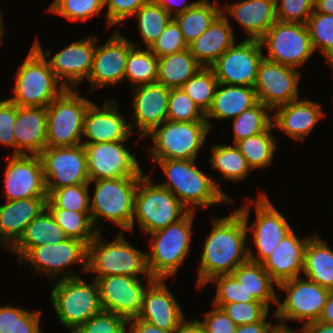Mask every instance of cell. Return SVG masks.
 Instances as JSON below:
<instances>
[{
  "label": "cell",
  "mask_w": 333,
  "mask_h": 333,
  "mask_svg": "<svg viewBox=\"0 0 333 333\" xmlns=\"http://www.w3.org/2000/svg\"><path fill=\"white\" fill-rule=\"evenodd\" d=\"M212 230L206 238L198 270V287L209 283L213 277L232 274L247 262L248 230L243 217L236 210L222 218L213 217Z\"/></svg>",
  "instance_id": "1"
},
{
  "label": "cell",
  "mask_w": 333,
  "mask_h": 333,
  "mask_svg": "<svg viewBox=\"0 0 333 333\" xmlns=\"http://www.w3.org/2000/svg\"><path fill=\"white\" fill-rule=\"evenodd\" d=\"M159 164L167 181L159 184L170 190L190 211L220 203H233L216 179L203 174L190 159H152Z\"/></svg>",
  "instance_id": "2"
},
{
  "label": "cell",
  "mask_w": 333,
  "mask_h": 333,
  "mask_svg": "<svg viewBox=\"0 0 333 333\" xmlns=\"http://www.w3.org/2000/svg\"><path fill=\"white\" fill-rule=\"evenodd\" d=\"M51 49L44 53L38 39L33 43L30 52L20 65L13 87L14 97L9 98L20 107H47L64 90L51 70L46 56ZM59 88V89H58Z\"/></svg>",
  "instance_id": "3"
},
{
  "label": "cell",
  "mask_w": 333,
  "mask_h": 333,
  "mask_svg": "<svg viewBox=\"0 0 333 333\" xmlns=\"http://www.w3.org/2000/svg\"><path fill=\"white\" fill-rule=\"evenodd\" d=\"M101 231L88 244L87 272L97 273L94 280L109 275H125L139 278V274L152 277L147 265V252H141L128 243L124 232L108 243Z\"/></svg>",
  "instance_id": "4"
},
{
  "label": "cell",
  "mask_w": 333,
  "mask_h": 333,
  "mask_svg": "<svg viewBox=\"0 0 333 333\" xmlns=\"http://www.w3.org/2000/svg\"><path fill=\"white\" fill-rule=\"evenodd\" d=\"M141 176L91 180L95 182L93 197L90 199V217L94 228L105 218L119 226L120 232H132L134 199ZM92 199V200H91ZM99 219V220H98Z\"/></svg>",
  "instance_id": "5"
},
{
  "label": "cell",
  "mask_w": 333,
  "mask_h": 333,
  "mask_svg": "<svg viewBox=\"0 0 333 333\" xmlns=\"http://www.w3.org/2000/svg\"><path fill=\"white\" fill-rule=\"evenodd\" d=\"M189 212L170 190L153 184L145 173L140 177L134 199L132 231L135 217L140 229L150 234L178 222Z\"/></svg>",
  "instance_id": "6"
},
{
  "label": "cell",
  "mask_w": 333,
  "mask_h": 333,
  "mask_svg": "<svg viewBox=\"0 0 333 333\" xmlns=\"http://www.w3.org/2000/svg\"><path fill=\"white\" fill-rule=\"evenodd\" d=\"M195 212L166 228L150 233L151 253L147 251V265L154 279L173 276L184 262L190 250L191 228Z\"/></svg>",
  "instance_id": "7"
},
{
  "label": "cell",
  "mask_w": 333,
  "mask_h": 333,
  "mask_svg": "<svg viewBox=\"0 0 333 333\" xmlns=\"http://www.w3.org/2000/svg\"><path fill=\"white\" fill-rule=\"evenodd\" d=\"M53 285L50 299L60 323L71 333L102 311L96 280L87 284L78 276L59 279Z\"/></svg>",
  "instance_id": "8"
},
{
  "label": "cell",
  "mask_w": 333,
  "mask_h": 333,
  "mask_svg": "<svg viewBox=\"0 0 333 333\" xmlns=\"http://www.w3.org/2000/svg\"><path fill=\"white\" fill-rule=\"evenodd\" d=\"M74 89H65L47 107L46 147L82 144L84 117L91 104Z\"/></svg>",
  "instance_id": "9"
},
{
  "label": "cell",
  "mask_w": 333,
  "mask_h": 333,
  "mask_svg": "<svg viewBox=\"0 0 333 333\" xmlns=\"http://www.w3.org/2000/svg\"><path fill=\"white\" fill-rule=\"evenodd\" d=\"M210 128L207 121L174 122L166 120L147 136L154 146L148 151L152 159H190L194 160Z\"/></svg>",
  "instance_id": "10"
},
{
  "label": "cell",
  "mask_w": 333,
  "mask_h": 333,
  "mask_svg": "<svg viewBox=\"0 0 333 333\" xmlns=\"http://www.w3.org/2000/svg\"><path fill=\"white\" fill-rule=\"evenodd\" d=\"M288 294L283 302H277L274 317L282 322L280 327L289 328L284 320L305 321L303 324L318 321L330 290L305 278L295 277L277 285Z\"/></svg>",
  "instance_id": "11"
},
{
  "label": "cell",
  "mask_w": 333,
  "mask_h": 333,
  "mask_svg": "<svg viewBox=\"0 0 333 333\" xmlns=\"http://www.w3.org/2000/svg\"><path fill=\"white\" fill-rule=\"evenodd\" d=\"M250 202L255 203L256 210V221L250 227L248 214L251 206L245 204L237 211L243 217L247 230L253 233L254 242L251 244L255 245L258 251V254L253 256L252 250L248 248V258L252 262L262 264L292 228L265 193H260L256 202L253 199Z\"/></svg>",
  "instance_id": "12"
},
{
  "label": "cell",
  "mask_w": 333,
  "mask_h": 333,
  "mask_svg": "<svg viewBox=\"0 0 333 333\" xmlns=\"http://www.w3.org/2000/svg\"><path fill=\"white\" fill-rule=\"evenodd\" d=\"M267 60L298 68L314 54L306 24L277 20L260 39Z\"/></svg>",
  "instance_id": "13"
},
{
  "label": "cell",
  "mask_w": 333,
  "mask_h": 333,
  "mask_svg": "<svg viewBox=\"0 0 333 333\" xmlns=\"http://www.w3.org/2000/svg\"><path fill=\"white\" fill-rule=\"evenodd\" d=\"M88 246L77 239L69 238L57 244H45L28 249L20 258V264L26 260L39 274H45L53 280V277L63 273L60 280L78 277L71 269H65L72 264H83L84 272H87ZM61 272V273H60Z\"/></svg>",
  "instance_id": "14"
},
{
  "label": "cell",
  "mask_w": 333,
  "mask_h": 333,
  "mask_svg": "<svg viewBox=\"0 0 333 333\" xmlns=\"http://www.w3.org/2000/svg\"><path fill=\"white\" fill-rule=\"evenodd\" d=\"M39 156L48 195L56 189L89 183L83 144L71 147H46Z\"/></svg>",
  "instance_id": "15"
},
{
  "label": "cell",
  "mask_w": 333,
  "mask_h": 333,
  "mask_svg": "<svg viewBox=\"0 0 333 333\" xmlns=\"http://www.w3.org/2000/svg\"><path fill=\"white\" fill-rule=\"evenodd\" d=\"M262 48L260 40L246 38L229 47L210 68L219 83L254 87Z\"/></svg>",
  "instance_id": "16"
},
{
  "label": "cell",
  "mask_w": 333,
  "mask_h": 333,
  "mask_svg": "<svg viewBox=\"0 0 333 333\" xmlns=\"http://www.w3.org/2000/svg\"><path fill=\"white\" fill-rule=\"evenodd\" d=\"M301 73L297 68L282 65L263 57L254 84L257 99L271 111L298 98Z\"/></svg>",
  "instance_id": "17"
},
{
  "label": "cell",
  "mask_w": 333,
  "mask_h": 333,
  "mask_svg": "<svg viewBox=\"0 0 333 333\" xmlns=\"http://www.w3.org/2000/svg\"><path fill=\"white\" fill-rule=\"evenodd\" d=\"M126 141L83 144L86 152L89 181L142 176L135 153L125 146Z\"/></svg>",
  "instance_id": "18"
},
{
  "label": "cell",
  "mask_w": 333,
  "mask_h": 333,
  "mask_svg": "<svg viewBox=\"0 0 333 333\" xmlns=\"http://www.w3.org/2000/svg\"><path fill=\"white\" fill-rule=\"evenodd\" d=\"M144 286L140 278L125 275H109L96 280L102 310L121 315L127 320L137 317L148 285L154 280L148 277Z\"/></svg>",
  "instance_id": "19"
},
{
  "label": "cell",
  "mask_w": 333,
  "mask_h": 333,
  "mask_svg": "<svg viewBox=\"0 0 333 333\" xmlns=\"http://www.w3.org/2000/svg\"><path fill=\"white\" fill-rule=\"evenodd\" d=\"M4 172L6 201L48 197L39 155H8Z\"/></svg>",
  "instance_id": "20"
},
{
  "label": "cell",
  "mask_w": 333,
  "mask_h": 333,
  "mask_svg": "<svg viewBox=\"0 0 333 333\" xmlns=\"http://www.w3.org/2000/svg\"><path fill=\"white\" fill-rule=\"evenodd\" d=\"M119 32L117 29L103 46L97 44L98 39L96 40L92 69L88 78L90 90L115 85L124 80L128 54L139 44L135 45Z\"/></svg>",
  "instance_id": "21"
},
{
  "label": "cell",
  "mask_w": 333,
  "mask_h": 333,
  "mask_svg": "<svg viewBox=\"0 0 333 333\" xmlns=\"http://www.w3.org/2000/svg\"><path fill=\"white\" fill-rule=\"evenodd\" d=\"M95 36L75 41L51 57L48 62L55 77L65 89H76L83 79L89 78L93 54L96 48Z\"/></svg>",
  "instance_id": "22"
},
{
  "label": "cell",
  "mask_w": 333,
  "mask_h": 333,
  "mask_svg": "<svg viewBox=\"0 0 333 333\" xmlns=\"http://www.w3.org/2000/svg\"><path fill=\"white\" fill-rule=\"evenodd\" d=\"M118 112V103L107 100L101 109L92 102L85 114L83 135L89 141L82 144H95L103 142L127 141L132 133L130 124Z\"/></svg>",
  "instance_id": "23"
},
{
  "label": "cell",
  "mask_w": 333,
  "mask_h": 333,
  "mask_svg": "<svg viewBox=\"0 0 333 333\" xmlns=\"http://www.w3.org/2000/svg\"><path fill=\"white\" fill-rule=\"evenodd\" d=\"M169 290L163 279H154L144 292L137 317L160 329L175 331L185 316Z\"/></svg>",
  "instance_id": "24"
},
{
  "label": "cell",
  "mask_w": 333,
  "mask_h": 333,
  "mask_svg": "<svg viewBox=\"0 0 333 333\" xmlns=\"http://www.w3.org/2000/svg\"><path fill=\"white\" fill-rule=\"evenodd\" d=\"M133 89V111L135 123L129 122L131 131L137 127L140 137H146L167 120L170 89L157 82L137 86Z\"/></svg>",
  "instance_id": "25"
},
{
  "label": "cell",
  "mask_w": 333,
  "mask_h": 333,
  "mask_svg": "<svg viewBox=\"0 0 333 333\" xmlns=\"http://www.w3.org/2000/svg\"><path fill=\"white\" fill-rule=\"evenodd\" d=\"M47 199L32 197L0 205V242L5 243L4 248L10 250L19 241L27 225L46 208Z\"/></svg>",
  "instance_id": "26"
},
{
  "label": "cell",
  "mask_w": 333,
  "mask_h": 333,
  "mask_svg": "<svg viewBox=\"0 0 333 333\" xmlns=\"http://www.w3.org/2000/svg\"><path fill=\"white\" fill-rule=\"evenodd\" d=\"M46 126L47 111L45 107H20L17 105L13 127L16 155H39L47 144Z\"/></svg>",
  "instance_id": "27"
},
{
  "label": "cell",
  "mask_w": 333,
  "mask_h": 333,
  "mask_svg": "<svg viewBox=\"0 0 333 333\" xmlns=\"http://www.w3.org/2000/svg\"><path fill=\"white\" fill-rule=\"evenodd\" d=\"M275 111V114L273 113ZM274 128L286 133L294 140H303L324 117L319 103L311 100H295L272 111Z\"/></svg>",
  "instance_id": "28"
},
{
  "label": "cell",
  "mask_w": 333,
  "mask_h": 333,
  "mask_svg": "<svg viewBox=\"0 0 333 333\" xmlns=\"http://www.w3.org/2000/svg\"><path fill=\"white\" fill-rule=\"evenodd\" d=\"M314 235L299 239L294 231L289 232L262 263L271 278L279 283L300 277L303 272L304 253L307 242Z\"/></svg>",
  "instance_id": "29"
},
{
  "label": "cell",
  "mask_w": 333,
  "mask_h": 333,
  "mask_svg": "<svg viewBox=\"0 0 333 333\" xmlns=\"http://www.w3.org/2000/svg\"><path fill=\"white\" fill-rule=\"evenodd\" d=\"M275 3V0H241L222 7V13L241 24L247 39L260 40L277 21Z\"/></svg>",
  "instance_id": "30"
},
{
  "label": "cell",
  "mask_w": 333,
  "mask_h": 333,
  "mask_svg": "<svg viewBox=\"0 0 333 333\" xmlns=\"http://www.w3.org/2000/svg\"><path fill=\"white\" fill-rule=\"evenodd\" d=\"M234 43L228 16L221 13L205 32L188 45V49L202 67L210 68Z\"/></svg>",
  "instance_id": "31"
},
{
  "label": "cell",
  "mask_w": 333,
  "mask_h": 333,
  "mask_svg": "<svg viewBox=\"0 0 333 333\" xmlns=\"http://www.w3.org/2000/svg\"><path fill=\"white\" fill-rule=\"evenodd\" d=\"M257 102L254 87L219 83L212 106L206 114L209 128H212V124L208 119H233Z\"/></svg>",
  "instance_id": "32"
},
{
  "label": "cell",
  "mask_w": 333,
  "mask_h": 333,
  "mask_svg": "<svg viewBox=\"0 0 333 333\" xmlns=\"http://www.w3.org/2000/svg\"><path fill=\"white\" fill-rule=\"evenodd\" d=\"M246 290V302H261L268 308L270 303L277 305L278 296L269 273L260 263L250 260L239 265L232 273Z\"/></svg>",
  "instance_id": "33"
},
{
  "label": "cell",
  "mask_w": 333,
  "mask_h": 333,
  "mask_svg": "<svg viewBox=\"0 0 333 333\" xmlns=\"http://www.w3.org/2000/svg\"><path fill=\"white\" fill-rule=\"evenodd\" d=\"M69 237L56 223L51 212L45 208L25 228L19 241L10 249L19 258L28 250L45 244H57Z\"/></svg>",
  "instance_id": "34"
},
{
  "label": "cell",
  "mask_w": 333,
  "mask_h": 333,
  "mask_svg": "<svg viewBox=\"0 0 333 333\" xmlns=\"http://www.w3.org/2000/svg\"><path fill=\"white\" fill-rule=\"evenodd\" d=\"M303 276L330 291L333 290V250L317 234L307 242Z\"/></svg>",
  "instance_id": "35"
},
{
  "label": "cell",
  "mask_w": 333,
  "mask_h": 333,
  "mask_svg": "<svg viewBox=\"0 0 333 333\" xmlns=\"http://www.w3.org/2000/svg\"><path fill=\"white\" fill-rule=\"evenodd\" d=\"M201 68L188 48L164 55L158 58L156 82L169 89L181 88Z\"/></svg>",
  "instance_id": "36"
},
{
  "label": "cell",
  "mask_w": 333,
  "mask_h": 333,
  "mask_svg": "<svg viewBox=\"0 0 333 333\" xmlns=\"http://www.w3.org/2000/svg\"><path fill=\"white\" fill-rule=\"evenodd\" d=\"M217 0H199L192 8L173 17L179 25L187 45L196 40L222 13Z\"/></svg>",
  "instance_id": "37"
},
{
  "label": "cell",
  "mask_w": 333,
  "mask_h": 333,
  "mask_svg": "<svg viewBox=\"0 0 333 333\" xmlns=\"http://www.w3.org/2000/svg\"><path fill=\"white\" fill-rule=\"evenodd\" d=\"M212 156L210 157L212 169H216L223 175V179L242 181L251 172L245 157L239 148L233 145L212 144Z\"/></svg>",
  "instance_id": "38"
},
{
  "label": "cell",
  "mask_w": 333,
  "mask_h": 333,
  "mask_svg": "<svg viewBox=\"0 0 333 333\" xmlns=\"http://www.w3.org/2000/svg\"><path fill=\"white\" fill-rule=\"evenodd\" d=\"M272 129L274 130L273 124L265 131L242 139L235 144L252 171L257 168L269 167L273 160L277 141L270 133Z\"/></svg>",
  "instance_id": "39"
},
{
  "label": "cell",
  "mask_w": 333,
  "mask_h": 333,
  "mask_svg": "<svg viewBox=\"0 0 333 333\" xmlns=\"http://www.w3.org/2000/svg\"><path fill=\"white\" fill-rule=\"evenodd\" d=\"M143 42L149 49L173 19L162 6L149 0L134 15Z\"/></svg>",
  "instance_id": "40"
},
{
  "label": "cell",
  "mask_w": 333,
  "mask_h": 333,
  "mask_svg": "<svg viewBox=\"0 0 333 333\" xmlns=\"http://www.w3.org/2000/svg\"><path fill=\"white\" fill-rule=\"evenodd\" d=\"M158 57L150 50L134 47L128 54L124 80L129 79L133 87L156 82Z\"/></svg>",
  "instance_id": "41"
},
{
  "label": "cell",
  "mask_w": 333,
  "mask_h": 333,
  "mask_svg": "<svg viewBox=\"0 0 333 333\" xmlns=\"http://www.w3.org/2000/svg\"><path fill=\"white\" fill-rule=\"evenodd\" d=\"M47 209L69 238L80 240L88 246L98 233L93 226L90 212H76L60 208Z\"/></svg>",
  "instance_id": "42"
},
{
  "label": "cell",
  "mask_w": 333,
  "mask_h": 333,
  "mask_svg": "<svg viewBox=\"0 0 333 333\" xmlns=\"http://www.w3.org/2000/svg\"><path fill=\"white\" fill-rule=\"evenodd\" d=\"M269 111L272 112L267 106L258 101L254 106L233 118V143L236 144L242 139L265 131L272 124Z\"/></svg>",
  "instance_id": "43"
},
{
  "label": "cell",
  "mask_w": 333,
  "mask_h": 333,
  "mask_svg": "<svg viewBox=\"0 0 333 333\" xmlns=\"http://www.w3.org/2000/svg\"><path fill=\"white\" fill-rule=\"evenodd\" d=\"M218 84L214 71L202 67L181 88L206 115L212 106Z\"/></svg>",
  "instance_id": "44"
},
{
  "label": "cell",
  "mask_w": 333,
  "mask_h": 333,
  "mask_svg": "<svg viewBox=\"0 0 333 333\" xmlns=\"http://www.w3.org/2000/svg\"><path fill=\"white\" fill-rule=\"evenodd\" d=\"M40 311L0 306V333H40Z\"/></svg>",
  "instance_id": "45"
},
{
  "label": "cell",
  "mask_w": 333,
  "mask_h": 333,
  "mask_svg": "<svg viewBox=\"0 0 333 333\" xmlns=\"http://www.w3.org/2000/svg\"><path fill=\"white\" fill-rule=\"evenodd\" d=\"M89 183L70 185L53 190L46 208H60L76 212H90Z\"/></svg>",
  "instance_id": "46"
},
{
  "label": "cell",
  "mask_w": 333,
  "mask_h": 333,
  "mask_svg": "<svg viewBox=\"0 0 333 333\" xmlns=\"http://www.w3.org/2000/svg\"><path fill=\"white\" fill-rule=\"evenodd\" d=\"M311 44L327 59L333 54V15L313 12L307 20Z\"/></svg>",
  "instance_id": "47"
},
{
  "label": "cell",
  "mask_w": 333,
  "mask_h": 333,
  "mask_svg": "<svg viewBox=\"0 0 333 333\" xmlns=\"http://www.w3.org/2000/svg\"><path fill=\"white\" fill-rule=\"evenodd\" d=\"M103 0H54L48 11L65 17L68 21H87L99 16Z\"/></svg>",
  "instance_id": "48"
},
{
  "label": "cell",
  "mask_w": 333,
  "mask_h": 333,
  "mask_svg": "<svg viewBox=\"0 0 333 333\" xmlns=\"http://www.w3.org/2000/svg\"><path fill=\"white\" fill-rule=\"evenodd\" d=\"M167 120L174 122L206 121V115L182 88L170 89Z\"/></svg>",
  "instance_id": "49"
},
{
  "label": "cell",
  "mask_w": 333,
  "mask_h": 333,
  "mask_svg": "<svg viewBox=\"0 0 333 333\" xmlns=\"http://www.w3.org/2000/svg\"><path fill=\"white\" fill-rule=\"evenodd\" d=\"M222 310L237 325L252 324L268 316L269 308L261 302H235L232 304H213Z\"/></svg>",
  "instance_id": "50"
},
{
  "label": "cell",
  "mask_w": 333,
  "mask_h": 333,
  "mask_svg": "<svg viewBox=\"0 0 333 333\" xmlns=\"http://www.w3.org/2000/svg\"><path fill=\"white\" fill-rule=\"evenodd\" d=\"M127 321L121 315L102 310L72 333H127Z\"/></svg>",
  "instance_id": "51"
},
{
  "label": "cell",
  "mask_w": 333,
  "mask_h": 333,
  "mask_svg": "<svg viewBox=\"0 0 333 333\" xmlns=\"http://www.w3.org/2000/svg\"><path fill=\"white\" fill-rule=\"evenodd\" d=\"M210 281L216 283L217 286V293L213 299V304L246 302V290L233 274L218 275Z\"/></svg>",
  "instance_id": "52"
},
{
  "label": "cell",
  "mask_w": 333,
  "mask_h": 333,
  "mask_svg": "<svg viewBox=\"0 0 333 333\" xmlns=\"http://www.w3.org/2000/svg\"><path fill=\"white\" fill-rule=\"evenodd\" d=\"M275 2L277 20L282 22L306 24L314 8V0H275Z\"/></svg>",
  "instance_id": "53"
},
{
  "label": "cell",
  "mask_w": 333,
  "mask_h": 333,
  "mask_svg": "<svg viewBox=\"0 0 333 333\" xmlns=\"http://www.w3.org/2000/svg\"><path fill=\"white\" fill-rule=\"evenodd\" d=\"M187 48L188 45L184 40L179 25L172 19L149 49L159 58Z\"/></svg>",
  "instance_id": "54"
},
{
  "label": "cell",
  "mask_w": 333,
  "mask_h": 333,
  "mask_svg": "<svg viewBox=\"0 0 333 333\" xmlns=\"http://www.w3.org/2000/svg\"><path fill=\"white\" fill-rule=\"evenodd\" d=\"M149 0H103L107 7L106 20L109 26L118 25L123 20L133 17L138 9Z\"/></svg>",
  "instance_id": "55"
},
{
  "label": "cell",
  "mask_w": 333,
  "mask_h": 333,
  "mask_svg": "<svg viewBox=\"0 0 333 333\" xmlns=\"http://www.w3.org/2000/svg\"><path fill=\"white\" fill-rule=\"evenodd\" d=\"M17 104L9 98L0 101V143L14 147L16 155V141L13 127L16 119Z\"/></svg>",
  "instance_id": "56"
},
{
  "label": "cell",
  "mask_w": 333,
  "mask_h": 333,
  "mask_svg": "<svg viewBox=\"0 0 333 333\" xmlns=\"http://www.w3.org/2000/svg\"><path fill=\"white\" fill-rule=\"evenodd\" d=\"M214 306V309L207 312L204 321L200 322L204 325L207 333H235L237 325L222 310L221 307Z\"/></svg>",
  "instance_id": "57"
},
{
  "label": "cell",
  "mask_w": 333,
  "mask_h": 333,
  "mask_svg": "<svg viewBox=\"0 0 333 333\" xmlns=\"http://www.w3.org/2000/svg\"><path fill=\"white\" fill-rule=\"evenodd\" d=\"M129 331L127 333H173L174 331H166L160 329L138 317L130 318L127 321Z\"/></svg>",
  "instance_id": "58"
},
{
  "label": "cell",
  "mask_w": 333,
  "mask_h": 333,
  "mask_svg": "<svg viewBox=\"0 0 333 333\" xmlns=\"http://www.w3.org/2000/svg\"><path fill=\"white\" fill-rule=\"evenodd\" d=\"M266 318L252 324L239 325L236 327L235 333H273L279 325H271Z\"/></svg>",
  "instance_id": "59"
},
{
  "label": "cell",
  "mask_w": 333,
  "mask_h": 333,
  "mask_svg": "<svg viewBox=\"0 0 333 333\" xmlns=\"http://www.w3.org/2000/svg\"><path fill=\"white\" fill-rule=\"evenodd\" d=\"M158 5L162 6L171 16L185 12L187 9L192 8L199 0L185 4L186 0H154ZM178 1V2H177ZM176 7V8H174ZM174 11H173V10Z\"/></svg>",
  "instance_id": "60"
},
{
  "label": "cell",
  "mask_w": 333,
  "mask_h": 333,
  "mask_svg": "<svg viewBox=\"0 0 333 333\" xmlns=\"http://www.w3.org/2000/svg\"><path fill=\"white\" fill-rule=\"evenodd\" d=\"M173 333H207L199 319H184Z\"/></svg>",
  "instance_id": "61"
},
{
  "label": "cell",
  "mask_w": 333,
  "mask_h": 333,
  "mask_svg": "<svg viewBox=\"0 0 333 333\" xmlns=\"http://www.w3.org/2000/svg\"><path fill=\"white\" fill-rule=\"evenodd\" d=\"M299 330L301 333H333V324L318 320L304 324Z\"/></svg>",
  "instance_id": "62"
},
{
  "label": "cell",
  "mask_w": 333,
  "mask_h": 333,
  "mask_svg": "<svg viewBox=\"0 0 333 333\" xmlns=\"http://www.w3.org/2000/svg\"><path fill=\"white\" fill-rule=\"evenodd\" d=\"M319 321L333 324V290L330 291Z\"/></svg>",
  "instance_id": "63"
},
{
  "label": "cell",
  "mask_w": 333,
  "mask_h": 333,
  "mask_svg": "<svg viewBox=\"0 0 333 333\" xmlns=\"http://www.w3.org/2000/svg\"><path fill=\"white\" fill-rule=\"evenodd\" d=\"M315 12L333 15V0H314Z\"/></svg>",
  "instance_id": "64"
},
{
  "label": "cell",
  "mask_w": 333,
  "mask_h": 333,
  "mask_svg": "<svg viewBox=\"0 0 333 333\" xmlns=\"http://www.w3.org/2000/svg\"><path fill=\"white\" fill-rule=\"evenodd\" d=\"M273 333H296L290 328L280 327L278 326ZM301 333V332H300Z\"/></svg>",
  "instance_id": "65"
},
{
  "label": "cell",
  "mask_w": 333,
  "mask_h": 333,
  "mask_svg": "<svg viewBox=\"0 0 333 333\" xmlns=\"http://www.w3.org/2000/svg\"><path fill=\"white\" fill-rule=\"evenodd\" d=\"M3 16H2V12H1V10H0V44L1 43H3V41H2V37H3V34L5 33L4 32V21H3Z\"/></svg>",
  "instance_id": "66"
},
{
  "label": "cell",
  "mask_w": 333,
  "mask_h": 333,
  "mask_svg": "<svg viewBox=\"0 0 333 333\" xmlns=\"http://www.w3.org/2000/svg\"><path fill=\"white\" fill-rule=\"evenodd\" d=\"M326 62L330 64L329 66H331L333 72V54L326 59Z\"/></svg>",
  "instance_id": "67"
}]
</instances>
